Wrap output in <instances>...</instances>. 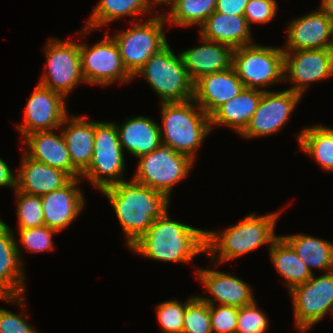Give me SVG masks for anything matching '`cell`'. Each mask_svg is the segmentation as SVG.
I'll use <instances>...</instances> for the list:
<instances>
[{
  "mask_svg": "<svg viewBox=\"0 0 333 333\" xmlns=\"http://www.w3.org/2000/svg\"><path fill=\"white\" fill-rule=\"evenodd\" d=\"M314 274V270H333V243L308 234L281 235Z\"/></svg>",
  "mask_w": 333,
  "mask_h": 333,
  "instance_id": "cell-30",
  "label": "cell"
},
{
  "mask_svg": "<svg viewBox=\"0 0 333 333\" xmlns=\"http://www.w3.org/2000/svg\"><path fill=\"white\" fill-rule=\"evenodd\" d=\"M168 212L129 249L150 260L175 263L192 262L196 255L207 253V230L171 220Z\"/></svg>",
  "mask_w": 333,
  "mask_h": 333,
  "instance_id": "cell-2",
  "label": "cell"
},
{
  "mask_svg": "<svg viewBox=\"0 0 333 333\" xmlns=\"http://www.w3.org/2000/svg\"><path fill=\"white\" fill-rule=\"evenodd\" d=\"M100 41L79 43L81 70L85 83L107 87L115 82L128 84L133 76L126 70L115 40L104 32Z\"/></svg>",
  "mask_w": 333,
  "mask_h": 333,
  "instance_id": "cell-10",
  "label": "cell"
},
{
  "mask_svg": "<svg viewBox=\"0 0 333 333\" xmlns=\"http://www.w3.org/2000/svg\"><path fill=\"white\" fill-rule=\"evenodd\" d=\"M160 109L162 143L195 161L197 149L211 132L210 117L193 99L161 103Z\"/></svg>",
  "mask_w": 333,
  "mask_h": 333,
  "instance_id": "cell-4",
  "label": "cell"
},
{
  "mask_svg": "<svg viewBox=\"0 0 333 333\" xmlns=\"http://www.w3.org/2000/svg\"><path fill=\"white\" fill-rule=\"evenodd\" d=\"M277 8L276 0H249L243 16L251 28L253 23L262 25L271 22L279 10Z\"/></svg>",
  "mask_w": 333,
  "mask_h": 333,
  "instance_id": "cell-39",
  "label": "cell"
},
{
  "mask_svg": "<svg viewBox=\"0 0 333 333\" xmlns=\"http://www.w3.org/2000/svg\"><path fill=\"white\" fill-rule=\"evenodd\" d=\"M251 29L243 15L213 12L200 26L199 35L233 49L253 44Z\"/></svg>",
  "mask_w": 333,
  "mask_h": 333,
  "instance_id": "cell-26",
  "label": "cell"
},
{
  "mask_svg": "<svg viewBox=\"0 0 333 333\" xmlns=\"http://www.w3.org/2000/svg\"><path fill=\"white\" fill-rule=\"evenodd\" d=\"M59 129L67 145L71 165L82 174L93 157L95 121L87 115L80 117L68 114Z\"/></svg>",
  "mask_w": 333,
  "mask_h": 333,
  "instance_id": "cell-24",
  "label": "cell"
},
{
  "mask_svg": "<svg viewBox=\"0 0 333 333\" xmlns=\"http://www.w3.org/2000/svg\"><path fill=\"white\" fill-rule=\"evenodd\" d=\"M142 76L159 96L161 103L193 99V82L187 74L180 53L174 54L169 44L153 54L133 76Z\"/></svg>",
  "mask_w": 333,
  "mask_h": 333,
  "instance_id": "cell-5",
  "label": "cell"
},
{
  "mask_svg": "<svg viewBox=\"0 0 333 333\" xmlns=\"http://www.w3.org/2000/svg\"><path fill=\"white\" fill-rule=\"evenodd\" d=\"M296 141L306 154L325 171L333 173V132L323 125H313L301 130Z\"/></svg>",
  "mask_w": 333,
  "mask_h": 333,
  "instance_id": "cell-31",
  "label": "cell"
},
{
  "mask_svg": "<svg viewBox=\"0 0 333 333\" xmlns=\"http://www.w3.org/2000/svg\"><path fill=\"white\" fill-rule=\"evenodd\" d=\"M254 43L234 49L232 66L246 89L269 91L271 85L284 82V51Z\"/></svg>",
  "mask_w": 333,
  "mask_h": 333,
  "instance_id": "cell-6",
  "label": "cell"
},
{
  "mask_svg": "<svg viewBox=\"0 0 333 333\" xmlns=\"http://www.w3.org/2000/svg\"><path fill=\"white\" fill-rule=\"evenodd\" d=\"M244 88L232 66L196 80L193 83V100L210 117L221 105L236 97Z\"/></svg>",
  "mask_w": 333,
  "mask_h": 333,
  "instance_id": "cell-19",
  "label": "cell"
},
{
  "mask_svg": "<svg viewBox=\"0 0 333 333\" xmlns=\"http://www.w3.org/2000/svg\"><path fill=\"white\" fill-rule=\"evenodd\" d=\"M23 315V310L16 314L0 307V333H38Z\"/></svg>",
  "mask_w": 333,
  "mask_h": 333,
  "instance_id": "cell-40",
  "label": "cell"
},
{
  "mask_svg": "<svg viewBox=\"0 0 333 333\" xmlns=\"http://www.w3.org/2000/svg\"><path fill=\"white\" fill-rule=\"evenodd\" d=\"M249 0H217L215 11L226 15H244Z\"/></svg>",
  "mask_w": 333,
  "mask_h": 333,
  "instance_id": "cell-41",
  "label": "cell"
},
{
  "mask_svg": "<svg viewBox=\"0 0 333 333\" xmlns=\"http://www.w3.org/2000/svg\"><path fill=\"white\" fill-rule=\"evenodd\" d=\"M284 52L329 48L330 17L320 8L288 23Z\"/></svg>",
  "mask_w": 333,
  "mask_h": 333,
  "instance_id": "cell-20",
  "label": "cell"
},
{
  "mask_svg": "<svg viewBox=\"0 0 333 333\" xmlns=\"http://www.w3.org/2000/svg\"><path fill=\"white\" fill-rule=\"evenodd\" d=\"M16 216L18 229H27L45 225L41 196L15 190Z\"/></svg>",
  "mask_w": 333,
  "mask_h": 333,
  "instance_id": "cell-33",
  "label": "cell"
},
{
  "mask_svg": "<svg viewBox=\"0 0 333 333\" xmlns=\"http://www.w3.org/2000/svg\"><path fill=\"white\" fill-rule=\"evenodd\" d=\"M256 300L238 309L236 333H266L269 328V318L257 307Z\"/></svg>",
  "mask_w": 333,
  "mask_h": 333,
  "instance_id": "cell-37",
  "label": "cell"
},
{
  "mask_svg": "<svg viewBox=\"0 0 333 333\" xmlns=\"http://www.w3.org/2000/svg\"><path fill=\"white\" fill-rule=\"evenodd\" d=\"M55 229L46 225L27 229H18L20 243L23 248L33 253H44L53 250V234L57 233Z\"/></svg>",
  "mask_w": 333,
  "mask_h": 333,
  "instance_id": "cell-36",
  "label": "cell"
},
{
  "mask_svg": "<svg viewBox=\"0 0 333 333\" xmlns=\"http://www.w3.org/2000/svg\"><path fill=\"white\" fill-rule=\"evenodd\" d=\"M199 46L180 52L187 74L194 83L204 75L232 67L234 49L228 45L210 41L200 36Z\"/></svg>",
  "mask_w": 333,
  "mask_h": 333,
  "instance_id": "cell-22",
  "label": "cell"
},
{
  "mask_svg": "<svg viewBox=\"0 0 333 333\" xmlns=\"http://www.w3.org/2000/svg\"><path fill=\"white\" fill-rule=\"evenodd\" d=\"M45 44V68L39 84L62 94L65 98L79 83H84L79 42L51 38Z\"/></svg>",
  "mask_w": 333,
  "mask_h": 333,
  "instance_id": "cell-11",
  "label": "cell"
},
{
  "mask_svg": "<svg viewBox=\"0 0 333 333\" xmlns=\"http://www.w3.org/2000/svg\"><path fill=\"white\" fill-rule=\"evenodd\" d=\"M81 178H72L65 186L41 196L45 225L60 232L75 222L86 205Z\"/></svg>",
  "mask_w": 333,
  "mask_h": 333,
  "instance_id": "cell-17",
  "label": "cell"
},
{
  "mask_svg": "<svg viewBox=\"0 0 333 333\" xmlns=\"http://www.w3.org/2000/svg\"><path fill=\"white\" fill-rule=\"evenodd\" d=\"M294 322L300 333H306L327 314L333 315V270L312 277L289 291Z\"/></svg>",
  "mask_w": 333,
  "mask_h": 333,
  "instance_id": "cell-12",
  "label": "cell"
},
{
  "mask_svg": "<svg viewBox=\"0 0 333 333\" xmlns=\"http://www.w3.org/2000/svg\"><path fill=\"white\" fill-rule=\"evenodd\" d=\"M217 0H171L167 14H163L166 22L172 25L199 27L215 12Z\"/></svg>",
  "mask_w": 333,
  "mask_h": 333,
  "instance_id": "cell-32",
  "label": "cell"
},
{
  "mask_svg": "<svg viewBox=\"0 0 333 333\" xmlns=\"http://www.w3.org/2000/svg\"><path fill=\"white\" fill-rule=\"evenodd\" d=\"M163 13L149 15L144 22L132 19L134 25L122 32L110 35L116 42L126 70L134 76L147 60L164 48L168 41L164 26L167 23Z\"/></svg>",
  "mask_w": 333,
  "mask_h": 333,
  "instance_id": "cell-7",
  "label": "cell"
},
{
  "mask_svg": "<svg viewBox=\"0 0 333 333\" xmlns=\"http://www.w3.org/2000/svg\"><path fill=\"white\" fill-rule=\"evenodd\" d=\"M262 94L261 90L244 88L210 116L211 130L215 125L226 126L240 135L257 110Z\"/></svg>",
  "mask_w": 333,
  "mask_h": 333,
  "instance_id": "cell-27",
  "label": "cell"
},
{
  "mask_svg": "<svg viewBox=\"0 0 333 333\" xmlns=\"http://www.w3.org/2000/svg\"><path fill=\"white\" fill-rule=\"evenodd\" d=\"M329 49L333 51V17L330 18V39Z\"/></svg>",
  "mask_w": 333,
  "mask_h": 333,
  "instance_id": "cell-44",
  "label": "cell"
},
{
  "mask_svg": "<svg viewBox=\"0 0 333 333\" xmlns=\"http://www.w3.org/2000/svg\"><path fill=\"white\" fill-rule=\"evenodd\" d=\"M187 306L177 299L161 302L156 306L159 325L164 333H182Z\"/></svg>",
  "mask_w": 333,
  "mask_h": 333,
  "instance_id": "cell-35",
  "label": "cell"
},
{
  "mask_svg": "<svg viewBox=\"0 0 333 333\" xmlns=\"http://www.w3.org/2000/svg\"><path fill=\"white\" fill-rule=\"evenodd\" d=\"M238 309L229 305H210L212 333H236Z\"/></svg>",
  "mask_w": 333,
  "mask_h": 333,
  "instance_id": "cell-38",
  "label": "cell"
},
{
  "mask_svg": "<svg viewBox=\"0 0 333 333\" xmlns=\"http://www.w3.org/2000/svg\"><path fill=\"white\" fill-rule=\"evenodd\" d=\"M94 152L89 167L80 178L89 180L101 191L121 181L125 172V157L115 122L95 120Z\"/></svg>",
  "mask_w": 333,
  "mask_h": 333,
  "instance_id": "cell-8",
  "label": "cell"
},
{
  "mask_svg": "<svg viewBox=\"0 0 333 333\" xmlns=\"http://www.w3.org/2000/svg\"><path fill=\"white\" fill-rule=\"evenodd\" d=\"M268 249L270 261L280 276L285 278V285L289 291L306 283L312 277L313 274L307 265L281 235H278Z\"/></svg>",
  "mask_w": 333,
  "mask_h": 333,
  "instance_id": "cell-29",
  "label": "cell"
},
{
  "mask_svg": "<svg viewBox=\"0 0 333 333\" xmlns=\"http://www.w3.org/2000/svg\"><path fill=\"white\" fill-rule=\"evenodd\" d=\"M284 82L293 84L288 90L307 92L313 82L333 76V51L329 48L284 52Z\"/></svg>",
  "mask_w": 333,
  "mask_h": 333,
  "instance_id": "cell-14",
  "label": "cell"
},
{
  "mask_svg": "<svg viewBox=\"0 0 333 333\" xmlns=\"http://www.w3.org/2000/svg\"><path fill=\"white\" fill-rule=\"evenodd\" d=\"M330 18L333 17V0H321L320 7Z\"/></svg>",
  "mask_w": 333,
  "mask_h": 333,
  "instance_id": "cell-43",
  "label": "cell"
},
{
  "mask_svg": "<svg viewBox=\"0 0 333 333\" xmlns=\"http://www.w3.org/2000/svg\"><path fill=\"white\" fill-rule=\"evenodd\" d=\"M153 11L157 12L148 0H100L80 34L85 36L92 30L96 31L103 25L106 26L114 20L124 17H134L137 21L138 16H142L144 13L148 12L152 16V14H155Z\"/></svg>",
  "mask_w": 333,
  "mask_h": 333,
  "instance_id": "cell-28",
  "label": "cell"
},
{
  "mask_svg": "<svg viewBox=\"0 0 333 333\" xmlns=\"http://www.w3.org/2000/svg\"><path fill=\"white\" fill-rule=\"evenodd\" d=\"M182 333H212L210 305L199 295L187 300Z\"/></svg>",
  "mask_w": 333,
  "mask_h": 333,
  "instance_id": "cell-34",
  "label": "cell"
},
{
  "mask_svg": "<svg viewBox=\"0 0 333 333\" xmlns=\"http://www.w3.org/2000/svg\"><path fill=\"white\" fill-rule=\"evenodd\" d=\"M9 187L16 190V173L13 174L6 161L0 158V187Z\"/></svg>",
  "mask_w": 333,
  "mask_h": 333,
  "instance_id": "cell-42",
  "label": "cell"
},
{
  "mask_svg": "<svg viewBox=\"0 0 333 333\" xmlns=\"http://www.w3.org/2000/svg\"><path fill=\"white\" fill-rule=\"evenodd\" d=\"M37 131L26 135L22 140L23 152L33 160L66 172L71 178H80L81 174L71 165L65 139L60 133ZM27 146V148H26Z\"/></svg>",
  "mask_w": 333,
  "mask_h": 333,
  "instance_id": "cell-21",
  "label": "cell"
},
{
  "mask_svg": "<svg viewBox=\"0 0 333 333\" xmlns=\"http://www.w3.org/2000/svg\"><path fill=\"white\" fill-rule=\"evenodd\" d=\"M193 164L195 163L190 157L161 143L156 150L138 158L132 179L171 198L174 186L187 178Z\"/></svg>",
  "mask_w": 333,
  "mask_h": 333,
  "instance_id": "cell-9",
  "label": "cell"
},
{
  "mask_svg": "<svg viewBox=\"0 0 333 333\" xmlns=\"http://www.w3.org/2000/svg\"><path fill=\"white\" fill-rule=\"evenodd\" d=\"M279 216L278 211L259 216L253 212L225 230H207L206 254L210 257L211 264L229 262L264 244L270 247L278 237L275 228Z\"/></svg>",
  "mask_w": 333,
  "mask_h": 333,
  "instance_id": "cell-3",
  "label": "cell"
},
{
  "mask_svg": "<svg viewBox=\"0 0 333 333\" xmlns=\"http://www.w3.org/2000/svg\"><path fill=\"white\" fill-rule=\"evenodd\" d=\"M65 100L62 94L38 83L24 108L23 123L16 124L20 139L33 132L59 129L69 114Z\"/></svg>",
  "mask_w": 333,
  "mask_h": 333,
  "instance_id": "cell-16",
  "label": "cell"
},
{
  "mask_svg": "<svg viewBox=\"0 0 333 333\" xmlns=\"http://www.w3.org/2000/svg\"><path fill=\"white\" fill-rule=\"evenodd\" d=\"M195 273L206 289L205 293L208 292L211 296L210 298L207 295L199 297L209 305H229L241 308L256 300L250 285L234 275L213 268L200 269L198 266Z\"/></svg>",
  "mask_w": 333,
  "mask_h": 333,
  "instance_id": "cell-18",
  "label": "cell"
},
{
  "mask_svg": "<svg viewBox=\"0 0 333 333\" xmlns=\"http://www.w3.org/2000/svg\"><path fill=\"white\" fill-rule=\"evenodd\" d=\"M119 142L133 157H139L156 150L162 143L160 126L150 117L133 116L123 124H116Z\"/></svg>",
  "mask_w": 333,
  "mask_h": 333,
  "instance_id": "cell-25",
  "label": "cell"
},
{
  "mask_svg": "<svg viewBox=\"0 0 333 333\" xmlns=\"http://www.w3.org/2000/svg\"><path fill=\"white\" fill-rule=\"evenodd\" d=\"M149 2H150V4L153 6V7H155L154 6V3H155V5L157 6V5H165L166 6V4H168L171 0H148Z\"/></svg>",
  "mask_w": 333,
  "mask_h": 333,
  "instance_id": "cell-45",
  "label": "cell"
},
{
  "mask_svg": "<svg viewBox=\"0 0 333 333\" xmlns=\"http://www.w3.org/2000/svg\"><path fill=\"white\" fill-rule=\"evenodd\" d=\"M16 173V189L42 196L65 186L72 178L64 171L28 157L24 152Z\"/></svg>",
  "mask_w": 333,
  "mask_h": 333,
  "instance_id": "cell-23",
  "label": "cell"
},
{
  "mask_svg": "<svg viewBox=\"0 0 333 333\" xmlns=\"http://www.w3.org/2000/svg\"><path fill=\"white\" fill-rule=\"evenodd\" d=\"M112 205L130 248L169 209L171 198L163 192L130 181H121L100 191Z\"/></svg>",
  "mask_w": 333,
  "mask_h": 333,
  "instance_id": "cell-1",
  "label": "cell"
},
{
  "mask_svg": "<svg viewBox=\"0 0 333 333\" xmlns=\"http://www.w3.org/2000/svg\"><path fill=\"white\" fill-rule=\"evenodd\" d=\"M12 230L0 219V300L25 308L24 261Z\"/></svg>",
  "mask_w": 333,
  "mask_h": 333,
  "instance_id": "cell-15",
  "label": "cell"
},
{
  "mask_svg": "<svg viewBox=\"0 0 333 333\" xmlns=\"http://www.w3.org/2000/svg\"><path fill=\"white\" fill-rule=\"evenodd\" d=\"M301 99L299 93L288 89L263 92L257 110L240 136L255 139L281 131Z\"/></svg>",
  "mask_w": 333,
  "mask_h": 333,
  "instance_id": "cell-13",
  "label": "cell"
}]
</instances>
